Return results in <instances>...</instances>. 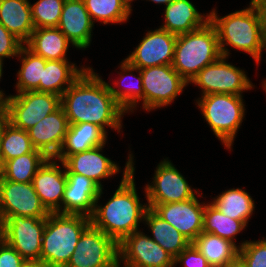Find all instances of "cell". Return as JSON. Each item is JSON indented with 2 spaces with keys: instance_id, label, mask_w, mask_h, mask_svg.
Returning a JSON list of instances; mask_svg holds the SVG:
<instances>
[{
  "instance_id": "1",
  "label": "cell",
  "mask_w": 266,
  "mask_h": 267,
  "mask_svg": "<svg viewBox=\"0 0 266 267\" xmlns=\"http://www.w3.org/2000/svg\"><path fill=\"white\" fill-rule=\"evenodd\" d=\"M63 108L69 124L92 123L102 128L114 130L122 128L126 113L112 96L108 83L96 74L92 67L84 73L61 96Z\"/></svg>"
},
{
  "instance_id": "2",
  "label": "cell",
  "mask_w": 266,
  "mask_h": 267,
  "mask_svg": "<svg viewBox=\"0 0 266 267\" xmlns=\"http://www.w3.org/2000/svg\"><path fill=\"white\" fill-rule=\"evenodd\" d=\"M132 154L126 163L122 180L111 199L104 205L95 204L91 224L119 244L126 236L138 231L148 204H141L134 182Z\"/></svg>"
},
{
  "instance_id": "3",
  "label": "cell",
  "mask_w": 266,
  "mask_h": 267,
  "mask_svg": "<svg viewBox=\"0 0 266 267\" xmlns=\"http://www.w3.org/2000/svg\"><path fill=\"white\" fill-rule=\"evenodd\" d=\"M210 22L218 35L219 49L222 56L230 55L225 45L250 54L259 64L263 49L266 50V37L263 34L259 17L254 6L235 11L224 17H218L215 9L209 13Z\"/></svg>"
},
{
  "instance_id": "4",
  "label": "cell",
  "mask_w": 266,
  "mask_h": 267,
  "mask_svg": "<svg viewBox=\"0 0 266 267\" xmlns=\"http://www.w3.org/2000/svg\"><path fill=\"white\" fill-rule=\"evenodd\" d=\"M90 224V217L85 215L50 213L46 217L40 262L46 267H65Z\"/></svg>"
},
{
  "instance_id": "5",
  "label": "cell",
  "mask_w": 266,
  "mask_h": 267,
  "mask_svg": "<svg viewBox=\"0 0 266 267\" xmlns=\"http://www.w3.org/2000/svg\"><path fill=\"white\" fill-rule=\"evenodd\" d=\"M220 56L217 31L209 21L203 27L177 36L172 67L189 83Z\"/></svg>"
},
{
  "instance_id": "6",
  "label": "cell",
  "mask_w": 266,
  "mask_h": 267,
  "mask_svg": "<svg viewBox=\"0 0 266 267\" xmlns=\"http://www.w3.org/2000/svg\"><path fill=\"white\" fill-rule=\"evenodd\" d=\"M243 103L242 96L223 93L208 94L197 101L216 137L230 150L244 118Z\"/></svg>"
},
{
  "instance_id": "7",
  "label": "cell",
  "mask_w": 266,
  "mask_h": 267,
  "mask_svg": "<svg viewBox=\"0 0 266 267\" xmlns=\"http://www.w3.org/2000/svg\"><path fill=\"white\" fill-rule=\"evenodd\" d=\"M4 107L8 122L25 131L61 107V96L53 93L27 91L10 95Z\"/></svg>"
},
{
  "instance_id": "8",
  "label": "cell",
  "mask_w": 266,
  "mask_h": 267,
  "mask_svg": "<svg viewBox=\"0 0 266 267\" xmlns=\"http://www.w3.org/2000/svg\"><path fill=\"white\" fill-rule=\"evenodd\" d=\"M118 244L90 224L65 267H119Z\"/></svg>"
},
{
  "instance_id": "9",
  "label": "cell",
  "mask_w": 266,
  "mask_h": 267,
  "mask_svg": "<svg viewBox=\"0 0 266 267\" xmlns=\"http://www.w3.org/2000/svg\"><path fill=\"white\" fill-rule=\"evenodd\" d=\"M140 72L147 111L169 105L189 84L172 65L146 67Z\"/></svg>"
},
{
  "instance_id": "10",
  "label": "cell",
  "mask_w": 266,
  "mask_h": 267,
  "mask_svg": "<svg viewBox=\"0 0 266 267\" xmlns=\"http://www.w3.org/2000/svg\"><path fill=\"white\" fill-rule=\"evenodd\" d=\"M226 56L205 66L189 83L198 85L202 96L208 94H232L242 96L244 90L253 88L252 82L240 68L227 63Z\"/></svg>"
},
{
  "instance_id": "11",
  "label": "cell",
  "mask_w": 266,
  "mask_h": 267,
  "mask_svg": "<svg viewBox=\"0 0 266 267\" xmlns=\"http://www.w3.org/2000/svg\"><path fill=\"white\" fill-rule=\"evenodd\" d=\"M118 259L120 262L123 261L124 267H174L175 265V258L141 231L126 236L118 244Z\"/></svg>"
},
{
  "instance_id": "12",
  "label": "cell",
  "mask_w": 266,
  "mask_h": 267,
  "mask_svg": "<svg viewBox=\"0 0 266 267\" xmlns=\"http://www.w3.org/2000/svg\"><path fill=\"white\" fill-rule=\"evenodd\" d=\"M46 218L10 216L5 219L4 241L25 260L40 261Z\"/></svg>"
},
{
  "instance_id": "13",
  "label": "cell",
  "mask_w": 266,
  "mask_h": 267,
  "mask_svg": "<svg viewBox=\"0 0 266 267\" xmlns=\"http://www.w3.org/2000/svg\"><path fill=\"white\" fill-rule=\"evenodd\" d=\"M0 212L10 216L46 218L50 212L42 204L31 183H17L0 179Z\"/></svg>"
},
{
  "instance_id": "14",
  "label": "cell",
  "mask_w": 266,
  "mask_h": 267,
  "mask_svg": "<svg viewBox=\"0 0 266 267\" xmlns=\"http://www.w3.org/2000/svg\"><path fill=\"white\" fill-rule=\"evenodd\" d=\"M152 183L145 187L148 204L182 202L193 198L195 192H199L193 191L184 176L166 159L156 167Z\"/></svg>"
},
{
  "instance_id": "15",
  "label": "cell",
  "mask_w": 266,
  "mask_h": 267,
  "mask_svg": "<svg viewBox=\"0 0 266 267\" xmlns=\"http://www.w3.org/2000/svg\"><path fill=\"white\" fill-rule=\"evenodd\" d=\"M204 204H201L195 195L182 202L148 204V208L175 227L192 243L203 232Z\"/></svg>"
},
{
  "instance_id": "16",
  "label": "cell",
  "mask_w": 266,
  "mask_h": 267,
  "mask_svg": "<svg viewBox=\"0 0 266 267\" xmlns=\"http://www.w3.org/2000/svg\"><path fill=\"white\" fill-rule=\"evenodd\" d=\"M176 38L177 35L161 28L148 31L132 54L124 60L139 69L172 65Z\"/></svg>"
},
{
  "instance_id": "17",
  "label": "cell",
  "mask_w": 266,
  "mask_h": 267,
  "mask_svg": "<svg viewBox=\"0 0 266 267\" xmlns=\"http://www.w3.org/2000/svg\"><path fill=\"white\" fill-rule=\"evenodd\" d=\"M67 184L62 198V214L91 217L102 190L94 181L76 173H66Z\"/></svg>"
},
{
  "instance_id": "18",
  "label": "cell",
  "mask_w": 266,
  "mask_h": 267,
  "mask_svg": "<svg viewBox=\"0 0 266 267\" xmlns=\"http://www.w3.org/2000/svg\"><path fill=\"white\" fill-rule=\"evenodd\" d=\"M54 158H48L33 177L32 184L42 204L50 213L62 214V198L67 177Z\"/></svg>"
},
{
  "instance_id": "19",
  "label": "cell",
  "mask_w": 266,
  "mask_h": 267,
  "mask_svg": "<svg viewBox=\"0 0 266 267\" xmlns=\"http://www.w3.org/2000/svg\"><path fill=\"white\" fill-rule=\"evenodd\" d=\"M68 129V119L60 107L27 130V133L35 149L48 158H55L63 146Z\"/></svg>"
},
{
  "instance_id": "20",
  "label": "cell",
  "mask_w": 266,
  "mask_h": 267,
  "mask_svg": "<svg viewBox=\"0 0 266 267\" xmlns=\"http://www.w3.org/2000/svg\"><path fill=\"white\" fill-rule=\"evenodd\" d=\"M104 145L69 155L64 161L66 173H76L94 181L101 189V179H106L119 172V166L100 152Z\"/></svg>"
},
{
  "instance_id": "21",
  "label": "cell",
  "mask_w": 266,
  "mask_h": 267,
  "mask_svg": "<svg viewBox=\"0 0 266 267\" xmlns=\"http://www.w3.org/2000/svg\"><path fill=\"white\" fill-rule=\"evenodd\" d=\"M92 21L83 0H65L57 28L79 49L91 43Z\"/></svg>"
},
{
  "instance_id": "22",
  "label": "cell",
  "mask_w": 266,
  "mask_h": 267,
  "mask_svg": "<svg viewBox=\"0 0 266 267\" xmlns=\"http://www.w3.org/2000/svg\"><path fill=\"white\" fill-rule=\"evenodd\" d=\"M165 23L160 28L174 35H181L203 27L210 21L201 15L190 0H174L165 6Z\"/></svg>"
},
{
  "instance_id": "23",
  "label": "cell",
  "mask_w": 266,
  "mask_h": 267,
  "mask_svg": "<svg viewBox=\"0 0 266 267\" xmlns=\"http://www.w3.org/2000/svg\"><path fill=\"white\" fill-rule=\"evenodd\" d=\"M107 132L92 123L69 124L63 146L54 159L63 162L69 155L104 145ZM66 150V151H65Z\"/></svg>"
},
{
  "instance_id": "24",
  "label": "cell",
  "mask_w": 266,
  "mask_h": 267,
  "mask_svg": "<svg viewBox=\"0 0 266 267\" xmlns=\"http://www.w3.org/2000/svg\"><path fill=\"white\" fill-rule=\"evenodd\" d=\"M29 0H0V23L25 44L35 29Z\"/></svg>"
},
{
  "instance_id": "25",
  "label": "cell",
  "mask_w": 266,
  "mask_h": 267,
  "mask_svg": "<svg viewBox=\"0 0 266 267\" xmlns=\"http://www.w3.org/2000/svg\"><path fill=\"white\" fill-rule=\"evenodd\" d=\"M72 42L57 28H35L24 44L45 60H67L66 53Z\"/></svg>"
},
{
  "instance_id": "26",
  "label": "cell",
  "mask_w": 266,
  "mask_h": 267,
  "mask_svg": "<svg viewBox=\"0 0 266 267\" xmlns=\"http://www.w3.org/2000/svg\"><path fill=\"white\" fill-rule=\"evenodd\" d=\"M69 63L68 60H46L39 82V92L62 96L87 69L85 67L78 69L75 64Z\"/></svg>"
},
{
  "instance_id": "27",
  "label": "cell",
  "mask_w": 266,
  "mask_h": 267,
  "mask_svg": "<svg viewBox=\"0 0 266 267\" xmlns=\"http://www.w3.org/2000/svg\"><path fill=\"white\" fill-rule=\"evenodd\" d=\"M192 244L211 267H223L239 258V246L211 233H200Z\"/></svg>"
},
{
  "instance_id": "28",
  "label": "cell",
  "mask_w": 266,
  "mask_h": 267,
  "mask_svg": "<svg viewBox=\"0 0 266 267\" xmlns=\"http://www.w3.org/2000/svg\"><path fill=\"white\" fill-rule=\"evenodd\" d=\"M143 221L151 229L152 239L174 258L191 244L185 236L158 216L151 208L146 210Z\"/></svg>"
},
{
  "instance_id": "29",
  "label": "cell",
  "mask_w": 266,
  "mask_h": 267,
  "mask_svg": "<svg viewBox=\"0 0 266 267\" xmlns=\"http://www.w3.org/2000/svg\"><path fill=\"white\" fill-rule=\"evenodd\" d=\"M48 157L40 150L18 156L3 163L2 178L17 183H31Z\"/></svg>"
},
{
  "instance_id": "30",
  "label": "cell",
  "mask_w": 266,
  "mask_h": 267,
  "mask_svg": "<svg viewBox=\"0 0 266 267\" xmlns=\"http://www.w3.org/2000/svg\"><path fill=\"white\" fill-rule=\"evenodd\" d=\"M211 203L224 215L246 224L255 208L252 197L240 188L224 191Z\"/></svg>"
},
{
  "instance_id": "31",
  "label": "cell",
  "mask_w": 266,
  "mask_h": 267,
  "mask_svg": "<svg viewBox=\"0 0 266 267\" xmlns=\"http://www.w3.org/2000/svg\"><path fill=\"white\" fill-rule=\"evenodd\" d=\"M22 60L21 69L18 71V82L15 86L18 93L27 91L39 92V82L42 79L46 60L34 54L25 45L20 48L18 56Z\"/></svg>"
},
{
  "instance_id": "32",
  "label": "cell",
  "mask_w": 266,
  "mask_h": 267,
  "mask_svg": "<svg viewBox=\"0 0 266 267\" xmlns=\"http://www.w3.org/2000/svg\"><path fill=\"white\" fill-rule=\"evenodd\" d=\"M247 224L244 221L232 219L219 211L212 203L205 204L203 213V232L211 233L235 243V236Z\"/></svg>"
},
{
  "instance_id": "33",
  "label": "cell",
  "mask_w": 266,
  "mask_h": 267,
  "mask_svg": "<svg viewBox=\"0 0 266 267\" xmlns=\"http://www.w3.org/2000/svg\"><path fill=\"white\" fill-rule=\"evenodd\" d=\"M34 149L27 131L16 128L7 121L0 135V159L2 164L7 160L31 153Z\"/></svg>"
},
{
  "instance_id": "34",
  "label": "cell",
  "mask_w": 266,
  "mask_h": 267,
  "mask_svg": "<svg viewBox=\"0 0 266 267\" xmlns=\"http://www.w3.org/2000/svg\"><path fill=\"white\" fill-rule=\"evenodd\" d=\"M92 21L103 24L122 23L128 20L132 11L124 0H83Z\"/></svg>"
},
{
  "instance_id": "35",
  "label": "cell",
  "mask_w": 266,
  "mask_h": 267,
  "mask_svg": "<svg viewBox=\"0 0 266 267\" xmlns=\"http://www.w3.org/2000/svg\"><path fill=\"white\" fill-rule=\"evenodd\" d=\"M120 67H121L120 70L122 69L121 71H123L124 73L129 72V74H130L132 71L136 70L137 72H139V75H138V77H136L137 78L136 84L135 85L132 84V85L127 86V88H125V90L121 89L119 81H117L114 85V87L116 85H117L116 87H118V85H119L118 89H115L113 86L108 84L112 96L114 97V99L118 103V105L125 112H128L129 110H130V112H132V110L136 107L137 102L140 101L141 99L143 100V102H142L143 106L142 107L144 109V89H143V83H142V77H141L140 69L130 65L125 60H123ZM129 74L128 73L124 74V75L122 74V77L120 78L121 81L127 77L126 75H129ZM133 77L135 79V76H133ZM123 83H124V81H123Z\"/></svg>"
},
{
  "instance_id": "36",
  "label": "cell",
  "mask_w": 266,
  "mask_h": 267,
  "mask_svg": "<svg viewBox=\"0 0 266 267\" xmlns=\"http://www.w3.org/2000/svg\"><path fill=\"white\" fill-rule=\"evenodd\" d=\"M65 0H38L31 4L35 28L57 27Z\"/></svg>"
},
{
  "instance_id": "37",
  "label": "cell",
  "mask_w": 266,
  "mask_h": 267,
  "mask_svg": "<svg viewBox=\"0 0 266 267\" xmlns=\"http://www.w3.org/2000/svg\"><path fill=\"white\" fill-rule=\"evenodd\" d=\"M239 260L245 267H266V238L244 241L239 246Z\"/></svg>"
},
{
  "instance_id": "38",
  "label": "cell",
  "mask_w": 266,
  "mask_h": 267,
  "mask_svg": "<svg viewBox=\"0 0 266 267\" xmlns=\"http://www.w3.org/2000/svg\"><path fill=\"white\" fill-rule=\"evenodd\" d=\"M24 44L0 23V62L4 58L18 56Z\"/></svg>"
},
{
  "instance_id": "39",
  "label": "cell",
  "mask_w": 266,
  "mask_h": 267,
  "mask_svg": "<svg viewBox=\"0 0 266 267\" xmlns=\"http://www.w3.org/2000/svg\"><path fill=\"white\" fill-rule=\"evenodd\" d=\"M174 263H182L185 267H211L192 243L174 259Z\"/></svg>"
},
{
  "instance_id": "40",
  "label": "cell",
  "mask_w": 266,
  "mask_h": 267,
  "mask_svg": "<svg viewBox=\"0 0 266 267\" xmlns=\"http://www.w3.org/2000/svg\"><path fill=\"white\" fill-rule=\"evenodd\" d=\"M25 259L5 241L0 243V267H20Z\"/></svg>"
},
{
  "instance_id": "41",
  "label": "cell",
  "mask_w": 266,
  "mask_h": 267,
  "mask_svg": "<svg viewBox=\"0 0 266 267\" xmlns=\"http://www.w3.org/2000/svg\"><path fill=\"white\" fill-rule=\"evenodd\" d=\"M250 3L257 11L263 34L266 37V0H251Z\"/></svg>"
},
{
  "instance_id": "42",
  "label": "cell",
  "mask_w": 266,
  "mask_h": 267,
  "mask_svg": "<svg viewBox=\"0 0 266 267\" xmlns=\"http://www.w3.org/2000/svg\"><path fill=\"white\" fill-rule=\"evenodd\" d=\"M7 121H8L7 111L4 107V105H0V135H1V132H2L4 125L7 123Z\"/></svg>"
},
{
  "instance_id": "43",
  "label": "cell",
  "mask_w": 266,
  "mask_h": 267,
  "mask_svg": "<svg viewBox=\"0 0 266 267\" xmlns=\"http://www.w3.org/2000/svg\"><path fill=\"white\" fill-rule=\"evenodd\" d=\"M20 267H46L40 261H28L25 260Z\"/></svg>"
},
{
  "instance_id": "44",
  "label": "cell",
  "mask_w": 266,
  "mask_h": 267,
  "mask_svg": "<svg viewBox=\"0 0 266 267\" xmlns=\"http://www.w3.org/2000/svg\"><path fill=\"white\" fill-rule=\"evenodd\" d=\"M5 220L0 212V243L4 241Z\"/></svg>"
},
{
  "instance_id": "45",
  "label": "cell",
  "mask_w": 266,
  "mask_h": 267,
  "mask_svg": "<svg viewBox=\"0 0 266 267\" xmlns=\"http://www.w3.org/2000/svg\"><path fill=\"white\" fill-rule=\"evenodd\" d=\"M3 71V62H0V80H1V77H2V72ZM9 96H6L4 98V93L0 90V105H4L6 99L8 98Z\"/></svg>"
},
{
  "instance_id": "46",
  "label": "cell",
  "mask_w": 266,
  "mask_h": 267,
  "mask_svg": "<svg viewBox=\"0 0 266 267\" xmlns=\"http://www.w3.org/2000/svg\"><path fill=\"white\" fill-rule=\"evenodd\" d=\"M223 267H245L244 264L238 259L235 262L225 265Z\"/></svg>"
},
{
  "instance_id": "47",
  "label": "cell",
  "mask_w": 266,
  "mask_h": 267,
  "mask_svg": "<svg viewBox=\"0 0 266 267\" xmlns=\"http://www.w3.org/2000/svg\"><path fill=\"white\" fill-rule=\"evenodd\" d=\"M150 1V0H149ZM155 3H158V4H164V6L172 3L174 0H151Z\"/></svg>"
},
{
  "instance_id": "48",
  "label": "cell",
  "mask_w": 266,
  "mask_h": 267,
  "mask_svg": "<svg viewBox=\"0 0 266 267\" xmlns=\"http://www.w3.org/2000/svg\"><path fill=\"white\" fill-rule=\"evenodd\" d=\"M2 167H3V164H2V161L0 159V179L2 178Z\"/></svg>"
},
{
  "instance_id": "49",
  "label": "cell",
  "mask_w": 266,
  "mask_h": 267,
  "mask_svg": "<svg viewBox=\"0 0 266 267\" xmlns=\"http://www.w3.org/2000/svg\"><path fill=\"white\" fill-rule=\"evenodd\" d=\"M126 3H127V5L129 6V7H131V2L133 1V0H124Z\"/></svg>"
},
{
  "instance_id": "50",
  "label": "cell",
  "mask_w": 266,
  "mask_h": 267,
  "mask_svg": "<svg viewBox=\"0 0 266 267\" xmlns=\"http://www.w3.org/2000/svg\"><path fill=\"white\" fill-rule=\"evenodd\" d=\"M263 88L265 89V92H266V80L265 81H263Z\"/></svg>"
}]
</instances>
